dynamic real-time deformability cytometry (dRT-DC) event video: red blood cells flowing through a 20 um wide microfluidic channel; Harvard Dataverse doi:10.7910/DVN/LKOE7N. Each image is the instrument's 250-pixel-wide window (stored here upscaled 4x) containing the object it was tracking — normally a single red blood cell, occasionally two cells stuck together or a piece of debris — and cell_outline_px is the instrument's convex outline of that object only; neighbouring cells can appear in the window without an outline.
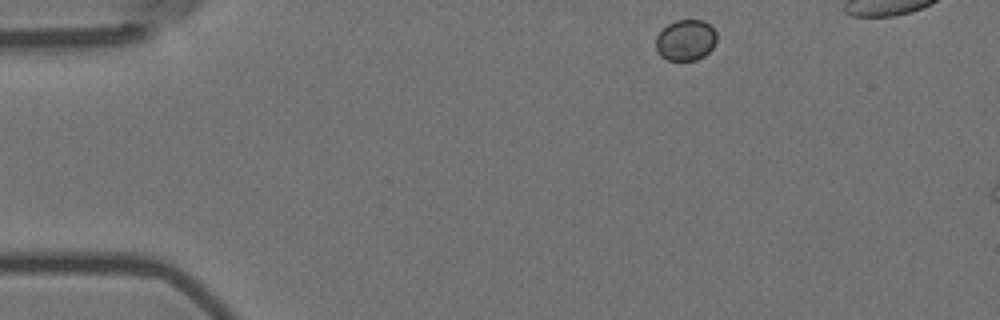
{"species": "Egyptian fruit bat (a non-hibernating species)", "species_latin": "Rousettus aegyptiacus", "temperature_condition": "room temperature", "stored_images_in_passage": 4, "camera_frame_rate_fps": 3000, "um_per_image_px": 0.085, "animal": {"sex": "female"}, "frame": {"image": 1, "passage_image": 1, "time_ms": 0.0, "image_size_px": [1000, 320], "cell_outline_px": [[716, 44], [704, 56], [696, 60], [668, 60], [660, 56], [656, 52], [656, 36], [668, 24], [676, 20], [704, 20], [716, 32]], "centroid_in_image_um": [58.28, 3.42], "position_along_channel_um": 26.7, "area_um2": 14.57}}